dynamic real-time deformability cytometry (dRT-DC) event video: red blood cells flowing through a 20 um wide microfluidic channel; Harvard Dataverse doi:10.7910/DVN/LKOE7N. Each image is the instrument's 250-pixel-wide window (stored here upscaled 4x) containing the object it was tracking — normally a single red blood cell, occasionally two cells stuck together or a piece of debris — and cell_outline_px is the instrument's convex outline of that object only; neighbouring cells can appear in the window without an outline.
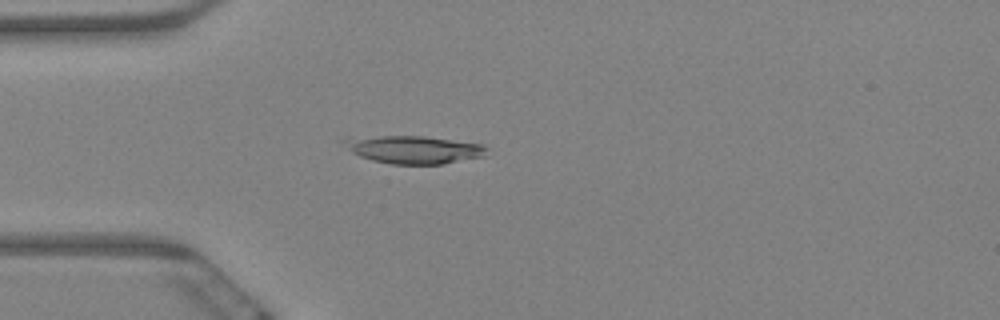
{"species": "Egyptian fruit bat (a non-hibernating species)", "species_latin": "Rousettus aegyptiacus", "temperature_condition": "warm", "stored_images_in_passage": 63, "camera_frame_rate_fps": 3000, "um_per_image_px": 0.085, "animal": {"sex": "female"}, "frame": {"image": 1, "passage_image": 17, "time_ms": 5.333, "image_size_px": [1000, 320], "cell_outline_px": [[488, 148], [484, 156], [444, 164], [392, 164], [372, 160], [360, 156], [352, 152], [344, 140], [380, 136], [424, 136], [480, 144]], "centroid_in_image_um": [35.26, 12.73], "position_along_channel_um": 49.7, "area_um2": 22.48}}
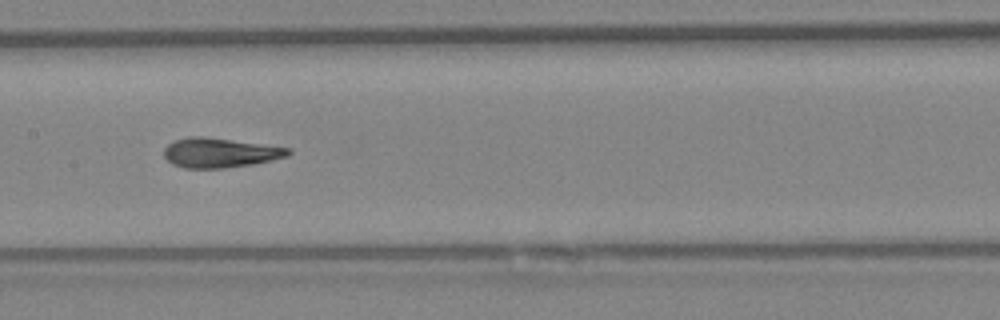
{"frame": {"image": 2, "passage_image": 31, "time_ms": 10.0, "image_size_px": [1000, 320], "cell_outline_px": [[292, 152], [288, 156], [252, 164], [224, 168], [184, 168], [172, 164], [164, 156], [164, 148], [172, 140], [188, 136], [204, 136], [288, 148]], "centroid_in_image_um": [18.62, 12.98], "position_along_channel_um": 188.8, "area_um2": 21.33}}
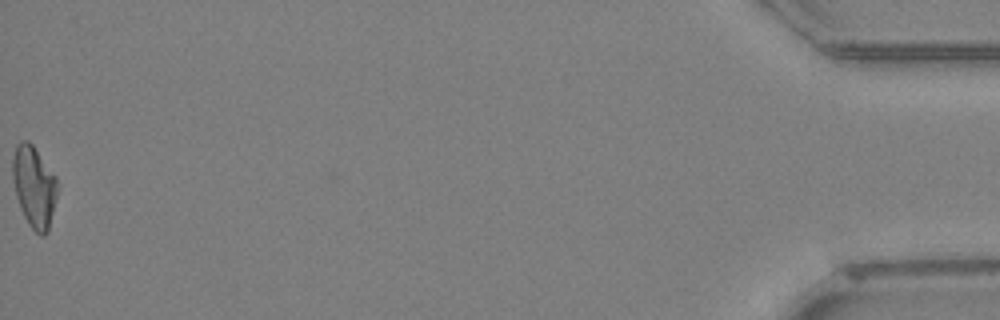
{"frame": {"image": 3, "passage_image": 63, "time_ms": 20.667, "image_size_px": [1000, 320], "cell_outline_px": [[56, 200], [48, 232], [44, 236], [40, 236], [28, 224], [20, 208], [16, 196], [12, 180], [12, 156], [16, 144], [20, 140], [28, 140], [32, 144], [56, 176]], "centroid_in_image_um": [2.87, 15.85], "position_along_channel_um": 432.3, "area_um2": 21.39}, "authors_computed_cell_mechanics": {"area_um2": 21.675, "velocity_mm_per_s": 3.2369, "shape_relaxation_time_tau1_ms": 7.1241, "shape_relaxation_time_tau2_ms": 1.5377, "deformation_change_tau1": 0.2366, "deformation_change_tau2": 0.0909}}